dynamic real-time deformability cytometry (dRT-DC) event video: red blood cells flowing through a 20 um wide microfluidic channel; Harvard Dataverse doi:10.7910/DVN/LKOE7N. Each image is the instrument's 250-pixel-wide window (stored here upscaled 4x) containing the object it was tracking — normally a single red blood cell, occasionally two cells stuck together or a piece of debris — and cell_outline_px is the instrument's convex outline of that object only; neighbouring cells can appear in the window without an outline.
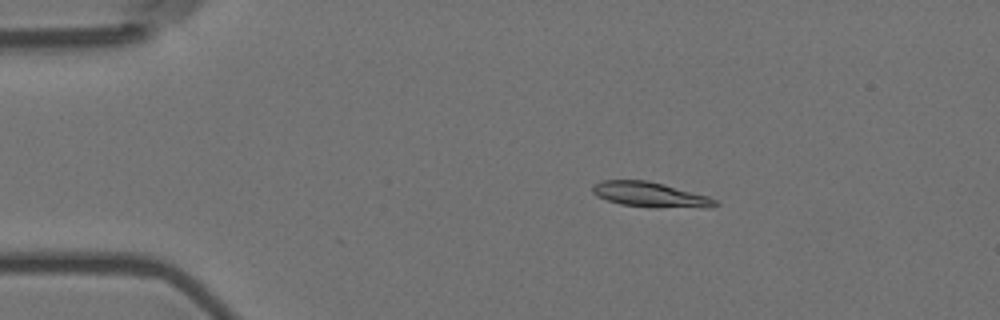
{"species": "Egyptian fruit bat (a non-hibernating species)", "species_latin": "Rousettus aegyptiacus", "temperature_condition": "room temperature", "stored_images_in_passage": 5, "camera_frame_rate_fps": 3000, "um_per_image_px": 0.085, "animal": {"sex": "female"}, "frame": {"image": 1, "passage_image": 2, "time_ms": 0.333, "image_size_px": [1000, 320], "cell_outline_px": [[720, 204], [712, 208], [652, 208], [620, 204], [596, 196], [592, 192], [592, 184], [600, 180], [648, 180], [664, 184], [708, 196], [716, 200]], "centroid_in_image_um": [55.29, 16.56], "position_along_channel_um": 29.7, "area_um2": 18.32}}
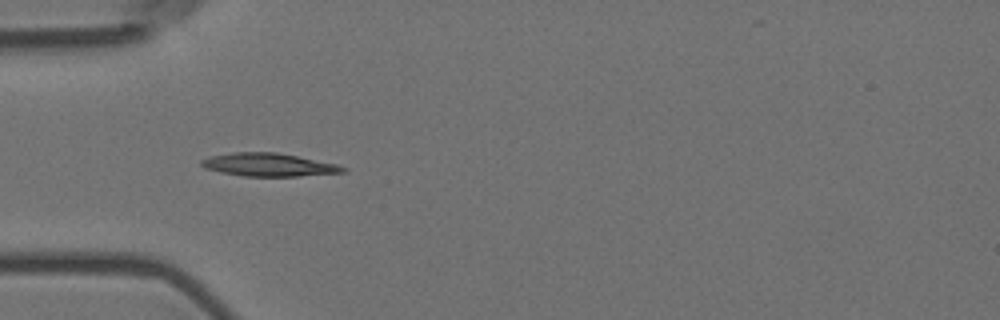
{"frame": {"image": 2, "passage_image": 4, "time_ms": 1.0, "image_size_px": [1000, 320], "cell_outline_px": [[348, 172], [296, 176], [244, 176], [220, 172], [204, 168], [200, 164], [200, 160], [212, 156], [232, 152], [276, 152], [336, 164], [348, 168]], "centroid_in_image_um": [22.83, 14.01], "position_along_channel_um": 62.2, "area_um2": 18.96}}
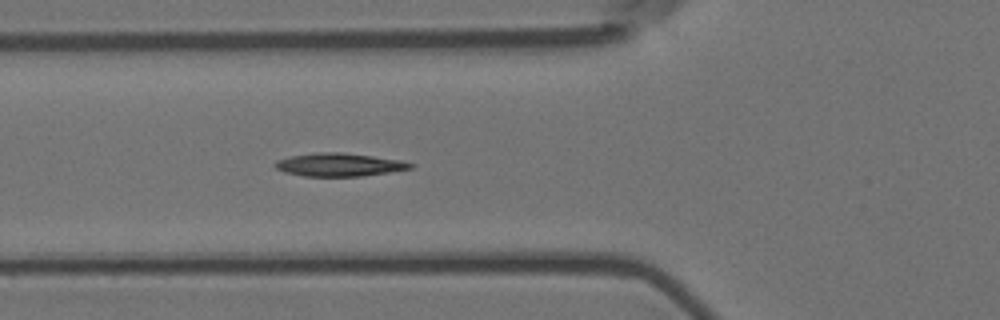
{"frame": {"image": 3, "passage_image": 5, "time_ms": 1.333, "image_size_px": [1000, 320], "cell_outline_px": [[416, 164], [412, 168], [388, 172], [360, 176], [304, 176], [284, 172], [276, 168], [272, 164], [276, 160], [292, 156], [320, 152], [340, 152], [372, 156], [400, 160]], "centroid_in_image_um": [28.81, 14.0], "position_along_channel_um": 97.0, "area_um2": 18.09}}